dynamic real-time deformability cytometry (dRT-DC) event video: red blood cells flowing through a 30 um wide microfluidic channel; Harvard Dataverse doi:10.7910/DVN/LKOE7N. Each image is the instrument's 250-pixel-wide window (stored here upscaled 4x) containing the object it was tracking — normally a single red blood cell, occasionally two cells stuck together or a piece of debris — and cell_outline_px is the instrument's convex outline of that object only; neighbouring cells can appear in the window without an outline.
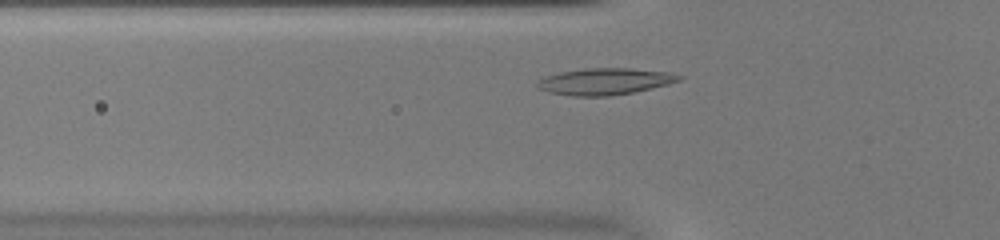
{"species": "common noctule bat (a hibernating species)", "species_latin": "Nyctalus noctula", "temperature_condition": "warm", "stored_images_in_passage": 33, "camera_frame_rate_fps": 3000, "um_per_image_px": 0.085, "animal": {"sex": "female", "body_mass_g": 20.0, "forearm_length_mm": 54.0}, "frame": {"image": 1, "passage_image": 5, "time_ms": 1.333, "image_size_px": [1000, 240], "cell_outline_px": [[684, 76], [680, 80], [668, 84], [652, 88], [632, 92], [608, 96], [572, 96], [548, 92], [536, 88], [536, 84], [544, 76], [560, 72], [584, 68], [628, 68], [672, 72]], "centroid_in_image_um": [51.41, 6.92], "position_along_channel_um": 74.4, "area_um2": 22.08}}
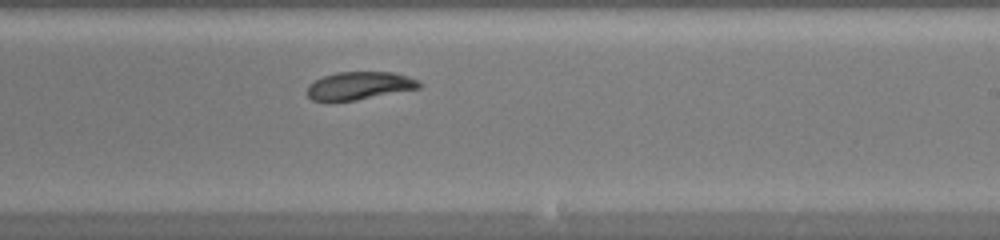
{"frame": {"image": 2, "passage_image": 19, "time_ms": 6.0, "image_size_px": [1000, 240], "cell_outline_px": [[424, 84], [420, 88], [356, 100], [332, 104], [328, 104], [312, 100], [308, 96], [308, 84], [324, 76], [336, 72], [396, 72], [420, 80]], "centroid_in_image_um": [30.54, 7.31], "position_along_channel_um": 258.5, "area_um2": 18.84}}
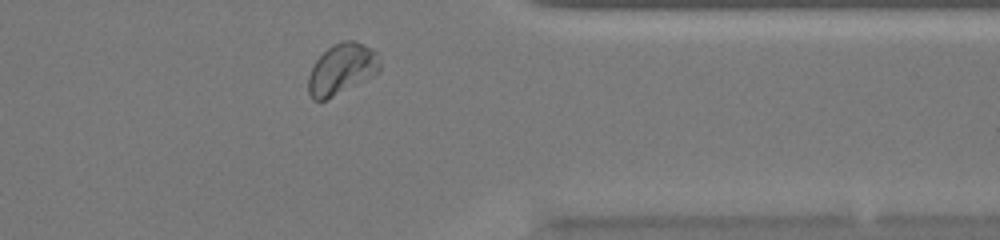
{"frame": {"image": 3, "passage_image": 29, "time_ms": 9.333, "image_size_px": [1000, 240], "cell_outline_px": [[380, 72], [324, 100], [312, 100], [308, 92], [308, 76], [316, 60], [332, 44], [344, 40], [352, 40], [364, 44], [372, 48], [376, 52], [380, 60]], "centroid_in_image_um": [29.05, 5.84], "position_along_channel_um": 382.3, "area_um2": 20.98}, "authors_computed_cell_mechanics": {"area_um2": 19.074, "velocity_mm_per_s": 3.9522, "shape_relaxation_time_tau1_ms": 4.2219, "shape_relaxation_time_tau2_ms": 1.6008, "deformation_change_tau1": 0.1296, "deformation_change_tau2": 0.0536}}